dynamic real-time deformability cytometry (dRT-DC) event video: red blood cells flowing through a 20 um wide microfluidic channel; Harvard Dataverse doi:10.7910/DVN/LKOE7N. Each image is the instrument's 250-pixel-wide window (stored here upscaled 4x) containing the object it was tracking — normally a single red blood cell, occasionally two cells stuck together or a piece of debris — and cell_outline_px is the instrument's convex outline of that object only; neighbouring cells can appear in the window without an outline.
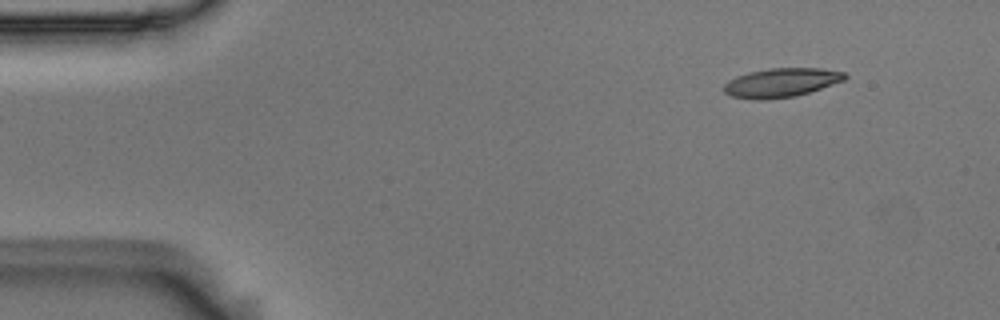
{"species": "Egyptian fruit bat (a non-hibernating species)", "species_latin": "Rousettus aegyptiacus", "temperature_condition": "room temperature", "stored_images_in_passage": 4, "segment_of_instrument_passage": [2, 2], "camera_frame_rate_fps": 3000, "um_per_image_px": 0.085, "animal": {"sex": "male"}, "frame": {"image": 1, "passage_image": 4, "time_ms": 1.0, "image_size_px": [1000, 320], "cell_outline_px": [[848, 76], [844, 80], [808, 92], [792, 96], [760, 100], [732, 96], [724, 92], [724, 84], [728, 80], [736, 76], [748, 72], [768, 68], [820, 68], [844, 72]], "centroid_in_image_um": [66.38, 7.0], "position_along_channel_um": 18.6, "area_um2": 20.17}}